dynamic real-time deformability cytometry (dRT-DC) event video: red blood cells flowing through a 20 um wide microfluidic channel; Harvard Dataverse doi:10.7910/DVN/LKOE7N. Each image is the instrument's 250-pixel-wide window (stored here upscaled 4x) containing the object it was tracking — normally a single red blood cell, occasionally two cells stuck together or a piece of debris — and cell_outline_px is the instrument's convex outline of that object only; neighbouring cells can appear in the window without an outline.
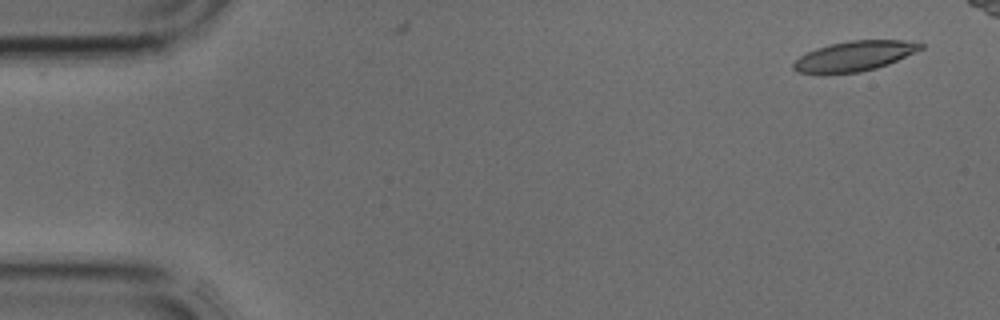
{"species": "common noctule bat (a hibernating species)", "species_latin": "Nyctalus noctula", "temperature_condition": "cold", "stored_images_in_passage": 4, "camera_frame_rate_fps": 3000, "um_per_image_px": 0.085, "animal": {"sex": "male", "body_mass_g": 17.9, "forearm_length_mm": 54.2}, "frame": {"image": 1, "passage_image": 1, "time_ms": 0.0, "image_size_px": [1000, 320], "cell_outline_px": [[924, 48], [916, 52], [888, 64], [876, 68], [860, 72], [800, 72], [792, 68], [792, 64], [800, 56], [816, 48], [848, 40], [904, 40], [924, 44]], "centroid_in_image_um": [72.68, 4.74], "position_along_channel_um": 12.3, "area_um2": 21.79}}